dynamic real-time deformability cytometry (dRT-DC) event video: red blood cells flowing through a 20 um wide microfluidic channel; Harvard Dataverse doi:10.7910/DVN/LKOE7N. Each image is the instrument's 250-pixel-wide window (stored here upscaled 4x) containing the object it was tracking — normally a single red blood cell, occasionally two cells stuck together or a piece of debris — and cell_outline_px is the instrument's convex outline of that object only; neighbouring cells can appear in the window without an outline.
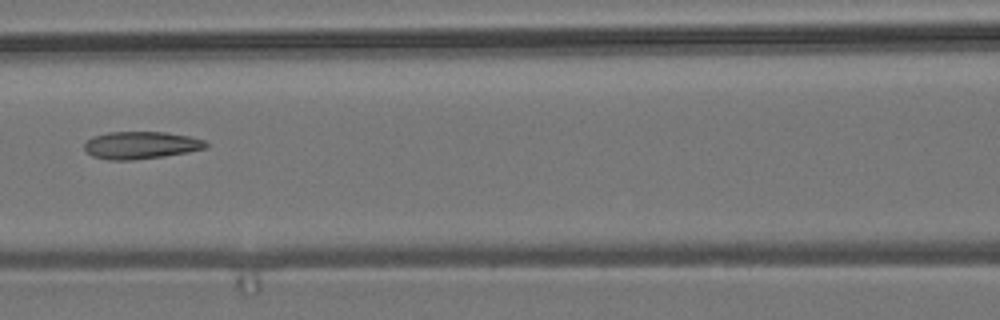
{"species": "common noctule bat (a hibernating species)", "species_latin": "Nyctalus noctula", "temperature_condition": "room temperature", "stored_images_in_passage": 9, "camera_frame_rate_fps": 3000, "um_per_image_px": 0.085, "animal": {"sex": "male", "body_mass_g": 19.2, "forearm_length_mm": 51.8}, "frame": {"image": 1, "passage_image": 6, "time_ms": 7.0, "image_size_px": [1000, 320], "cell_outline_px": [[208, 148], [188, 152], [164, 156], [132, 160], [108, 160], [92, 156], [84, 148], [84, 144], [92, 136], [108, 132], [164, 132], [188, 136], [204, 140], [208, 144]], "centroid_in_image_um": [11.97, 12.34], "position_along_channel_um": 154.6, "area_um2": 19.42}}
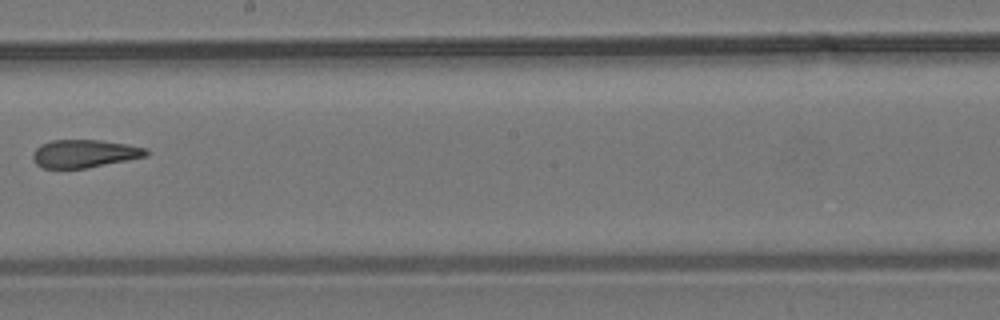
{"frame": {"image": 2, "passage_image": 8, "time_ms": 9.333, "image_size_px": [1000, 320], "cell_outline_px": [[148, 156], [84, 168], [44, 168], [36, 164], [32, 156], [32, 152], [40, 144], [52, 140], [100, 140], [128, 144], [148, 148]], "centroid_in_image_um": [7.17, 13.04], "position_along_channel_um": 241.0, "area_um2": 18.44}}
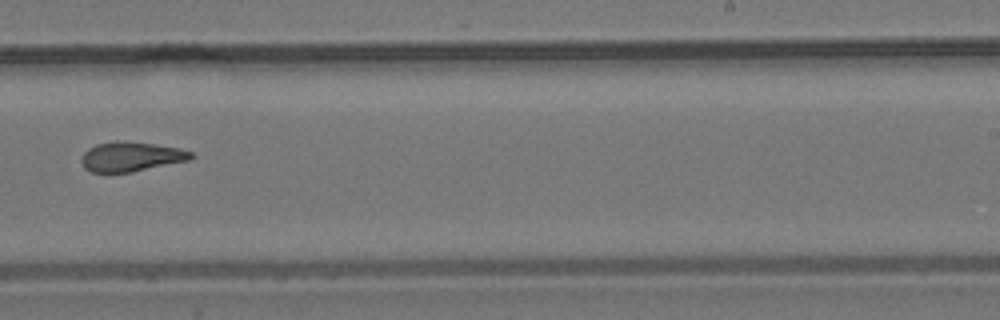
{"frame": {"image": 3, "passage_image": 9, "time_ms": 10.333, "image_size_px": [1000, 320], "cell_outline_px": [[196, 156], [188, 160], [132, 172], [92, 172], [84, 168], [80, 160], [84, 152], [88, 148], [96, 144], [116, 140], [124, 140], [156, 144], [180, 148], [192, 152]], "centroid_in_image_um": [11.13, 13.3], "position_along_channel_um": 277.9, "area_um2": 19.07}}